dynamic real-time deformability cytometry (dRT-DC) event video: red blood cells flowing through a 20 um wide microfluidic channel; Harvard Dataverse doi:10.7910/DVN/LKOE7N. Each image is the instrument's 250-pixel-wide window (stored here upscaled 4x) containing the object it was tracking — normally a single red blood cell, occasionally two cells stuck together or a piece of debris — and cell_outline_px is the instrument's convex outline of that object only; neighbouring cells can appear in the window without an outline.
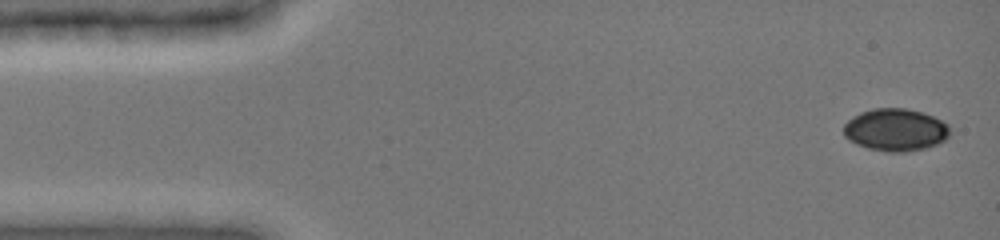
{"species": "common noctule bat (a hibernating species)", "species_latin": "Nyctalus noctula", "temperature_condition": "cold", "stored_images_in_passage": 7, "camera_frame_rate_fps": 3000, "um_per_image_px": 0.085, "animal": {"sex": "female", "body_mass_g": 19.0, "forearm_length_mm": 51.5}, "frame": {"image": 1, "passage_image": 1, "time_ms": 0.0, "image_size_px": [1000, 240], "cell_outline_px": [[948, 136], [944, 140], [928, 148], [904, 152], [888, 152], [868, 148], [856, 144], [848, 140], [844, 136], [844, 124], [852, 116], [860, 112], [872, 108], [904, 108], [924, 112], [948, 124]], "centroid_in_image_um": [76.08, 11.03], "position_along_channel_um": 8.9, "area_um2": 26.36}}
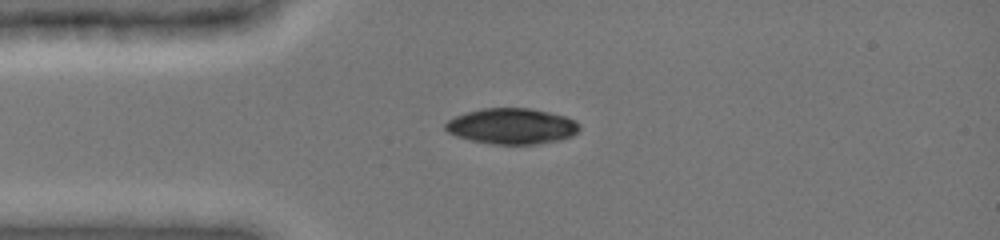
{"frame": {"image": 2, "passage_image": 5, "time_ms": 3.333, "image_size_px": [1000, 240], "cell_outline_px": [[580, 128], [572, 136], [560, 140], [536, 144], [492, 144], [472, 140], [456, 136], [448, 132], [444, 128], [444, 124], [448, 120], [456, 116], [468, 112], [484, 108], [532, 108], [564, 116], [576, 120], [580, 124]], "centroid_in_image_um": [43.52, 10.72], "position_along_channel_um": 41.5, "area_um2": 27.92}}